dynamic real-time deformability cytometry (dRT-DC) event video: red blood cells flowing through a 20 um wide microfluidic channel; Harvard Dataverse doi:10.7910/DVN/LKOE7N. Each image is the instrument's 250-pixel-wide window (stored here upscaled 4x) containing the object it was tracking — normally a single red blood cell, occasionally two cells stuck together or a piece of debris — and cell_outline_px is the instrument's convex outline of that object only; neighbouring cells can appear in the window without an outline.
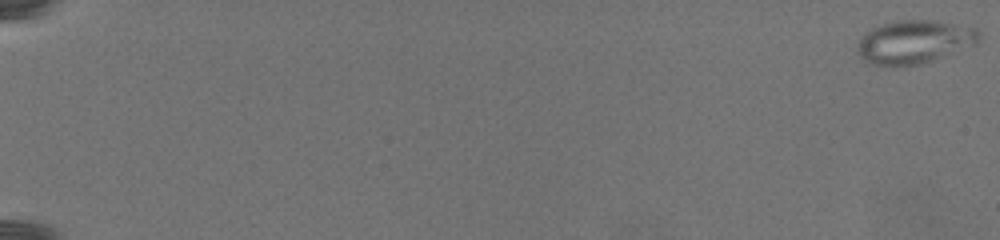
{"species": "common noctule bat (a hibernating species)", "species_latin": "Nyctalus noctula", "temperature_condition": "warm", "stored_images_in_passage": 51, "camera_frame_rate_fps": 3000, "um_per_image_px": 0.085, "animal": {"sex": "female", "body_mass_g": 19.5, "forearm_length_mm": 54.1}, "frame": {"image": 1, "passage_image": 1, "time_ms": 0.0, "image_size_px": [1000, 240], "cell_outline_px": [[980, 40], [976, 44], [932, 60], [920, 64], [892, 68], [868, 64], [860, 56], [856, 48], [856, 44], [872, 28], [896, 20], [936, 20], [976, 28], [980, 32]], "centroid_in_image_um": [77.7, 3.58], "position_along_channel_um": 7.3, "area_um2": 30.98}}
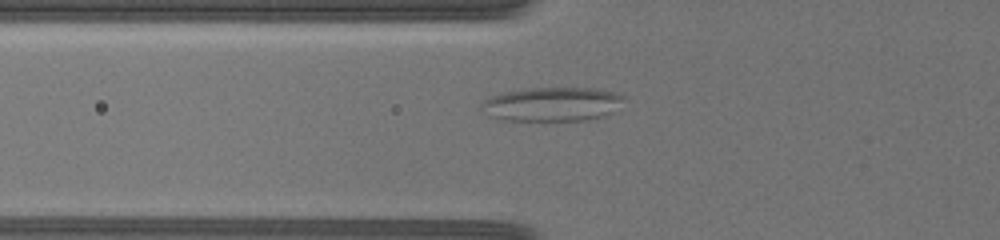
{"frame": {"image": 2, "passage_image": 36, "time_ms": 10.667, "image_size_px": [1000, 240], "cell_outline_px": [[624, 96], [612, 112], [604, 116], [584, 120], [500, 120], [488, 116], [480, 108], [480, 104], [488, 96], [504, 92], [532, 88], [596, 88], [616, 92]], "centroid_in_image_um": [46.86, 8.85], "position_along_channel_um": 78.9, "area_um2": 28.21}}
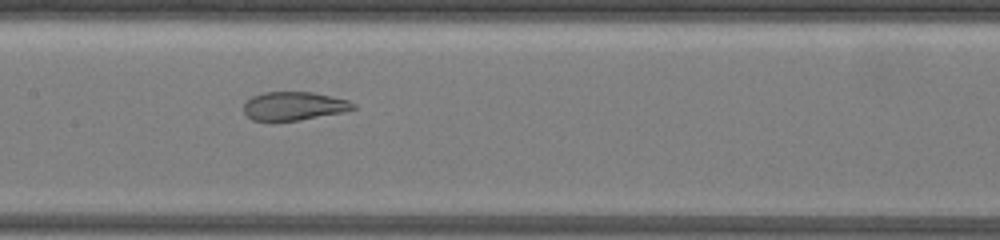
{"frame": {"image": 3, "passage_image": 50, "time_ms": 14.333, "image_size_px": [1000, 240], "cell_outline_px": [[356, 108], [344, 112], [300, 120], [252, 120], [244, 112], [244, 104], [252, 96], [264, 92], [312, 92], [332, 96], [348, 100], [356, 104]], "centroid_in_image_um": [25.02, 9.0], "position_along_channel_um": 182.4, "area_um2": 18.09}}